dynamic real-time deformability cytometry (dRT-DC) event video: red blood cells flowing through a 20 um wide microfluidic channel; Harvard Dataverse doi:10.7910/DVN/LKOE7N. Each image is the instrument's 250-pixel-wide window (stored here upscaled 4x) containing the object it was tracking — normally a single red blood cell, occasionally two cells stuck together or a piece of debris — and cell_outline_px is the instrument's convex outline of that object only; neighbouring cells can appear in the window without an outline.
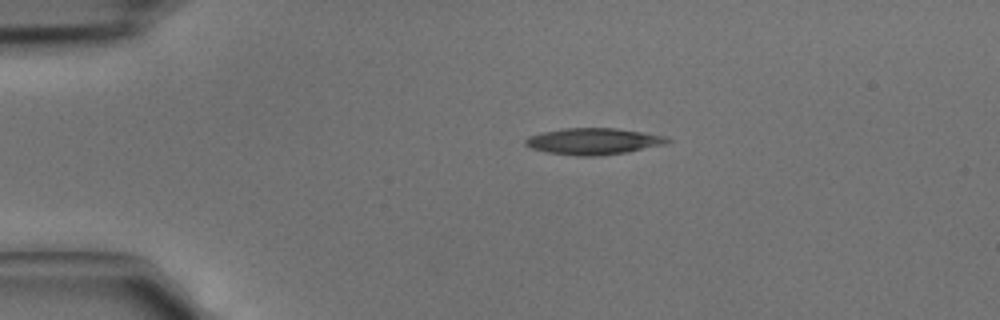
{"species": "common noctule bat (a hibernating species)", "species_latin": "Nyctalus noctula", "temperature_condition": "cold", "stored_images_in_passage": 2, "camera_frame_rate_fps": 3000, "um_per_image_px": 0.085, "animal": {"sex": "male", "body_mass_g": 15.6}, "frame": {"image": 1, "passage_image": 1, "time_ms": 0.0, "image_size_px": [1000, 320], "cell_outline_px": [[672, 140], [664, 144], [628, 152], [600, 156], [576, 156], [548, 152], [532, 148], [524, 144], [524, 140], [528, 136], [544, 132], [564, 128], [616, 128], [644, 132], [668, 136]], "centroid_in_image_um": [50.47, 12.01], "position_along_channel_um": 34.5, "area_um2": 21.96}}